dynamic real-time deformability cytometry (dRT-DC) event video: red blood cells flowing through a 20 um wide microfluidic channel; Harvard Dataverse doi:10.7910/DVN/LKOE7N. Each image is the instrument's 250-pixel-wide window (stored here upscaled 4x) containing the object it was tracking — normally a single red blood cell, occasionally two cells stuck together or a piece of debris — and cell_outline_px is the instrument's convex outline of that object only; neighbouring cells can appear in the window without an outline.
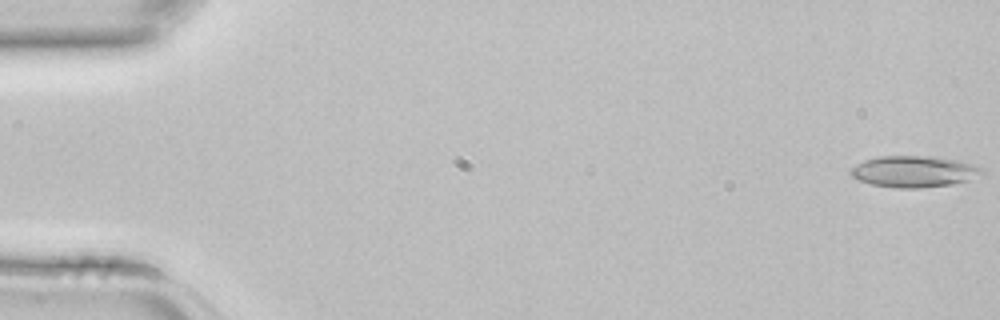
{"species": "common noctule bat (a hibernating species)", "species_latin": "Nyctalus noctula", "temperature_condition": "room temperature", "stored_images_in_passage": 4, "camera_frame_rate_fps": 3000, "um_per_image_px": 0.085, "animal": {"sex": "female", "body_mass_g": 22.7, "forearm_length_mm": 54.2}, "frame": {"image": 1, "passage_image": 1, "time_ms": 0.0, "image_size_px": [1000, 320], "cell_outline_px": [[984, 172], [968, 180], [952, 184], [920, 188], [896, 188], [872, 184], [860, 180], [852, 176], [848, 172], [856, 164], [864, 160], [880, 156], [928, 156], [960, 160], [972, 164], [980, 168]], "centroid_in_image_um": [77.66, 14.57], "position_along_channel_um": 7.3, "area_um2": 23.81}}
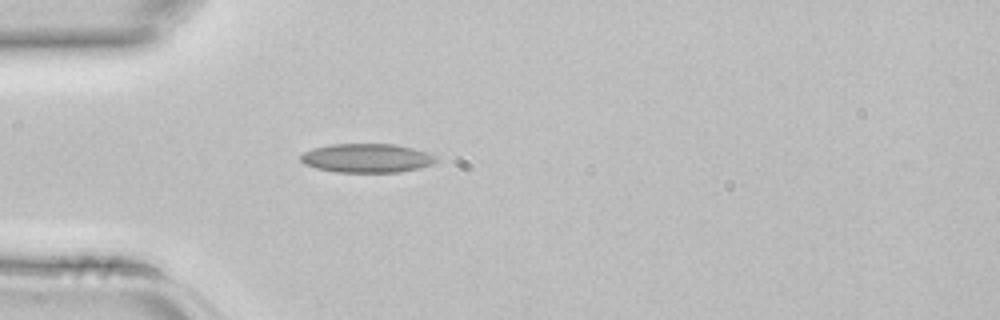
{"frame": {"image": 2, "passage_image": 4, "time_ms": 1.0, "image_size_px": [1000, 320], "cell_outline_px": [[440, 160], [432, 164], [420, 168], [400, 172], [336, 172], [316, 168], [304, 164], [300, 160], [300, 156], [304, 152], [312, 148], [332, 144], [396, 144], [412, 148], [436, 156]], "centroid_in_image_um": [31.18, 13.44], "position_along_channel_um": 53.8, "area_um2": 22.89}}